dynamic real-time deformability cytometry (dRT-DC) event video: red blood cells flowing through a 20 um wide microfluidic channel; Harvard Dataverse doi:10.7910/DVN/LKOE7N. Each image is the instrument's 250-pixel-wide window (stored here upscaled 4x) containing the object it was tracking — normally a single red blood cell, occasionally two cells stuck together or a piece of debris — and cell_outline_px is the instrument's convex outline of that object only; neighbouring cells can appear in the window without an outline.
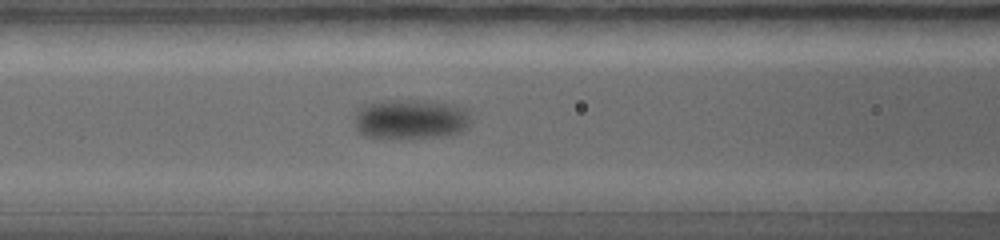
{"species": "common noctule bat (a hibernating species)", "species_latin": "Nyctalus noctula", "temperature_condition": "warm", "stored_images_in_passage": 10, "camera_frame_rate_fps": 5000, "um_per_image_px": 0.085, "animal": {"sex": "female", "body_mass_g": 19.0, "forearm_length_mm": 56.7}, "frame": {"image": 1, "passage_image": 10, "time_ms": 3.8, "image_size_px": [1000, 240], "cell_outline_px": [[468, 108], [460, 128], [456, 132], [424, 136], [376, 136], [364, 132], [360, 128], [356, 116], [356, 108], [364, 104], [380, 100], [428, 100], [452, 104]], "centroid_in_image_um": [34.83, 10.02], "position_along_channel_um": 131.8, "area_um2": 25.09}}